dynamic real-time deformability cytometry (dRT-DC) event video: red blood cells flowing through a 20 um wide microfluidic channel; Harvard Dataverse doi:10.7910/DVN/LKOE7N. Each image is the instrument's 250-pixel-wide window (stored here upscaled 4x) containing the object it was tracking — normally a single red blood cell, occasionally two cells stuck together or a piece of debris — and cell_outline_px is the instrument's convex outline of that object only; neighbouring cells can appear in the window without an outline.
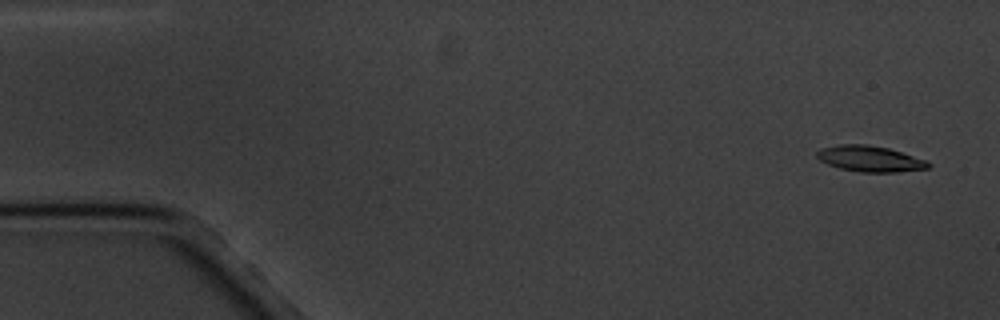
{"species": "common noctule bat (a hibernating species)", "species_latin": "Nyctalus noctula", "temperature_condition": "cold", "stored_images_in_passage": 5, "camera_frame_rate_fps": 3000, "um_per_image_px": 0.085, "animal": {"sex": "male", "body_mass_g": 20.1, "forearm_length_mm": 53.5}, "frame": {"image": 1, "passage_image": 1, "time_ms": 0.0, "image_size_px": [1000, 320], "cell_outline_px": [[932, 164], [928, 168], [896, 172], [860, 172], [840, 168], [828, 164], [820, 160], [816, 156], [816, 152], [820, 148], [840, 144], [868, 144], [888, 148], [928, 160]], "centroid_in_image_um": [73.95, 13.49], "position_along_channel_um": 11.0, "area_um2": 16.88}}
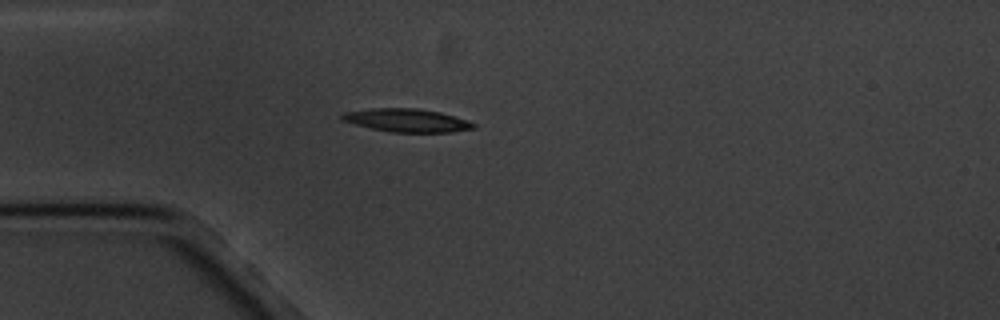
{"frame": {"image": 2, "passage_image": 5, "time_ms": 4.333, "image_size_px": [1000, 320], "cell_outline_px": [[476, 128], [452, 132], [392, 132], [372, 128], [340, 120], [340, 116], [344, 112], [372, 108], [416, 108], [440, 112], [468, 120], [476, 124]], "centroid_in_image_um": [34.6, 10.22], "position_along_channel_um": 50.4, "area_um2": 17.74}}